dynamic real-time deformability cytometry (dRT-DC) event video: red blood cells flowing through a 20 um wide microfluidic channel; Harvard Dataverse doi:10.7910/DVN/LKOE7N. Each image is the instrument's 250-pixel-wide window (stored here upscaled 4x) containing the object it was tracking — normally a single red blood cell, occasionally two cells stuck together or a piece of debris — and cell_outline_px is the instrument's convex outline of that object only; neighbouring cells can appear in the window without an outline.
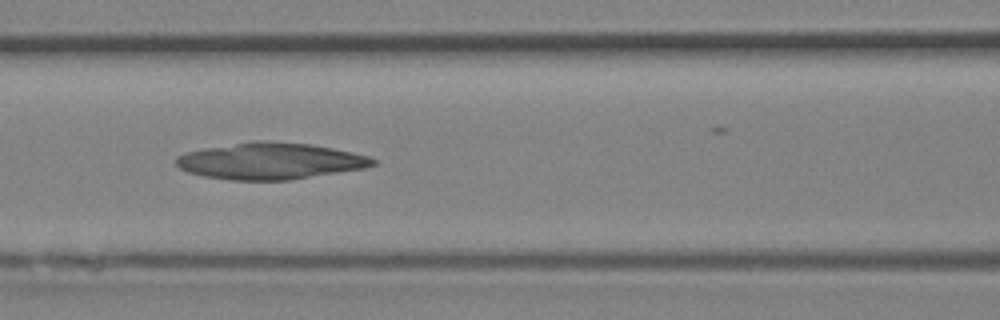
{"species": "Egyptian fruit bat (a non-hibernating species)", "species_latin": "Rousettus aegyptiacus", "temperature_condition": "room temperature", "stored_images_in_passage": 12, "camera_frame_rate_fps": 3000, "um_per_image_px": 0.085, "animal": {"sex": "female"}, "frame": {"image": 1, "passage_image": 10, "time_ms": 3.0, "image_size_px": [1000, 320], "cell_outline_px": [[376, 164], [364, 168], [288, 180], [232, 180], [204, 176], [188, 172], [180, 168], [176, 164], [176, 156], [188, 152], [208, 148], [252, 140], [268, 140], [312, 144], [352, 152], [368, 156], [376, 160]], "centroid_in_image_um": [22.97, 13.68], "position_along_channel_um": 143.6, "area_um2": 41.67}}
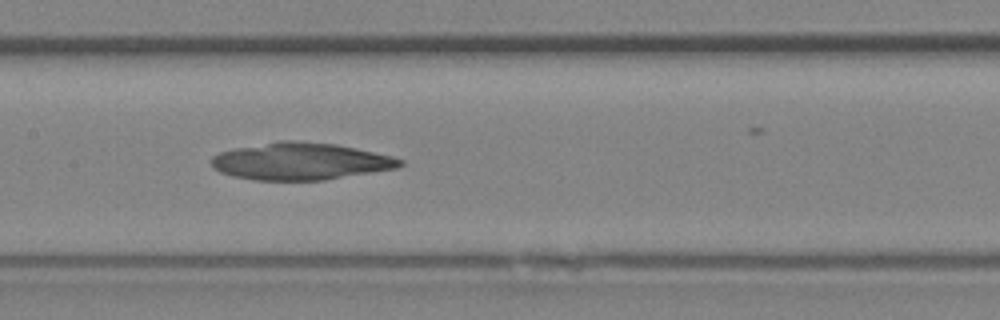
{"frame": {"image": 2, "passage_image": 12, "time_ms": 3.667, "image_size_px": [1000, 320], "cell_outline_px": [[404, 164], [396, 168], [324, 180], [256, 180], [232, 176], [220, 172], [212, 164], [212, 156], [220, 152], [236, 148], [276, 140], [296, 140], [336, 144], [356, 148], [404, 160]], "centroid_in_image_um": [25.52, 13.7], "position_along_channel_um": 181.9, "area_um2": 40.58}}